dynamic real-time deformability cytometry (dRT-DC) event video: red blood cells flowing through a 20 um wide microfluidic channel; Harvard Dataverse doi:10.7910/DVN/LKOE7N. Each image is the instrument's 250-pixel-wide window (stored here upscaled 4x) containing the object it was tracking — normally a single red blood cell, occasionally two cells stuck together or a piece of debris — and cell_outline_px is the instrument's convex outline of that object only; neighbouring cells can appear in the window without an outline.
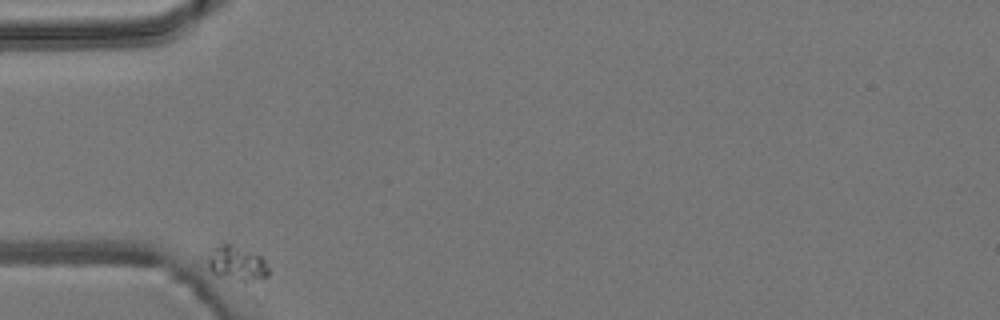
{"species": "common noctule bat (a hibernating species)", "species_latin": "Nyctalus noctula", "temperature_condition": "room temperature", "stored_images_in_passage": 5, "camera_frame_rate_fps": 3000, "um_per_image_px": 0.085, "animal": {"sex": "male", "body_mass_g": 19.2, "forearm_length_mm": 51.8}, "frame": {"image": 1, "passage_image": 1, "time_ms": 0.0, "image_size_px": [1000, 320], "cell_outline_px": [[268, 276], [244, 284], [216, 276], [208, 268], [208, 256], [212, 248], [220, 244], [232, 244], [260, 256], [264, 260], [268, 268]], "centroid_in_image_um": [20.1, 22.44], "position_along_channel_um": 64.9, "area_um2": 12.6}}
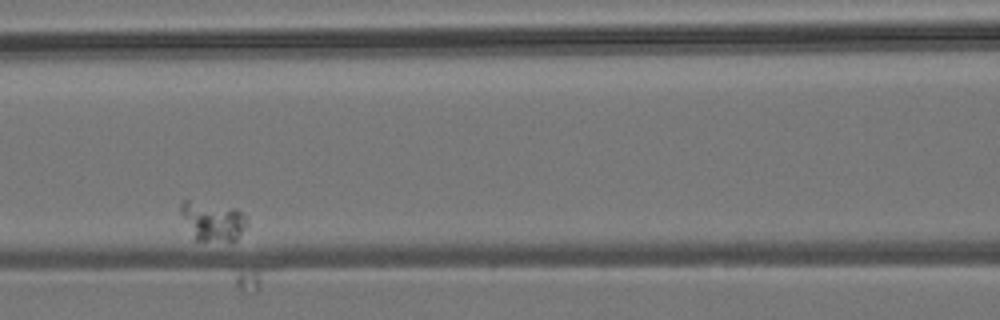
{"frame": {"image": 2, "passage_image": 4, "time_ms": 1.0, "image_size_px": [1000, 320], "cell_outline_px": [[248, 228], [236, 240], [196, 240], [180, 212], [180, 204], [184, 200], [188, 200], [236, 208], [248, 216]], "centroid_in_image_um": [18.16, 18.78], "position_along_channel_um": 148.4, "area_um2": 15.03}}
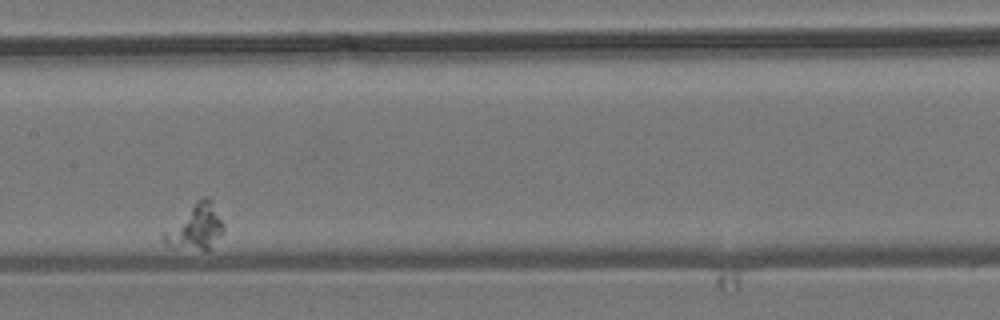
{"frame": {"image": 3, "passage_image": 5, "time_ms": 1.333, "image_size_px": [1000, 320], "cell_outline_px": [[224, 232], [208, 252], [164, 244], [160, 236], [196, 200], [204, 196], [208, 196], [212, 200], [224, 224]], "centroid_in_image_um": [16.67, 19.3], "position_along_channel_um": 190.7, "area_um2": 15.84}}